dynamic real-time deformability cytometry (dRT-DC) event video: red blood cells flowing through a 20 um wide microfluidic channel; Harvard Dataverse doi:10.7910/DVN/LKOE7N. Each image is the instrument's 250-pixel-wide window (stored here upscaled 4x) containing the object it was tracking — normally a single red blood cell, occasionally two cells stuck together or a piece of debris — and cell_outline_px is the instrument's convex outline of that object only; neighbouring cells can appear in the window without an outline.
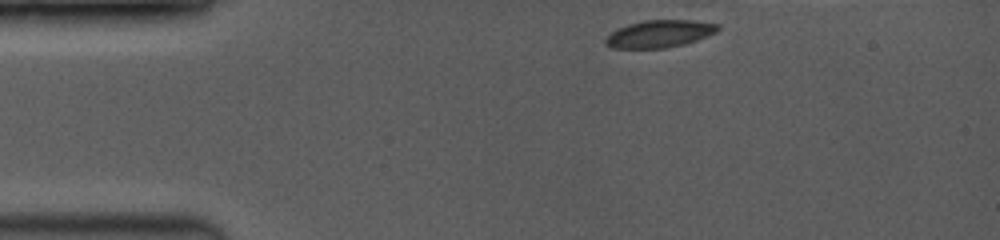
{"species": "common noctule bat (a hibernating species)", "species_latin": "Nyctalus noctula", "temperature_condition": "room temperature", "stored_images_in_passage": 6, "camera_frame_rate_fps": 3500, "um_per_image_px": 0.085, "animal": {"sex": "female", "body_mass_g": 19.0, "forearm_length_mm": 53.3}, "frame": {"image": 1, "passage_image": 1, "time_ms": 0.0, "image_size_px": [1000, 240], "cell_outline_px": [[720, 28], [716, 32], [696, 40], [684, 44], [664, 48], [612, 48], [604, 44], [604, 40], [612, 32], [628, 24], [648, 20], [692, 20], [720, 24]], "centroid_in_image_um": [56.07, 2.87], "position_along_channel_um": 28.9, "area_um2": 17.74}}
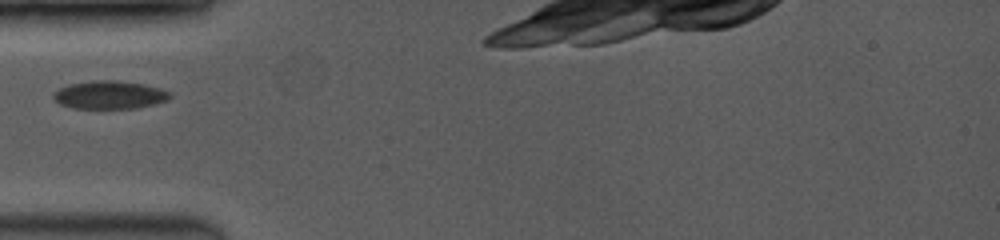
{"frame": {"image": 2, "passage_image": 5, "time_ms": 2.571, "image_size_px": [1000, 240], "cell_outline_px": [[172, 96], [168, 100], [156, 104], [136, 108], [72, 108], [60, 104], [52, 96], [60, 88], [68, 84], [92, 80], [112, 80], [140, 84], [160, 88], [168, 92]], "centroid_in_image_um": [9.31, 8.07], "position_along_channel_um": 75.7, "area_um2": 18.9}}